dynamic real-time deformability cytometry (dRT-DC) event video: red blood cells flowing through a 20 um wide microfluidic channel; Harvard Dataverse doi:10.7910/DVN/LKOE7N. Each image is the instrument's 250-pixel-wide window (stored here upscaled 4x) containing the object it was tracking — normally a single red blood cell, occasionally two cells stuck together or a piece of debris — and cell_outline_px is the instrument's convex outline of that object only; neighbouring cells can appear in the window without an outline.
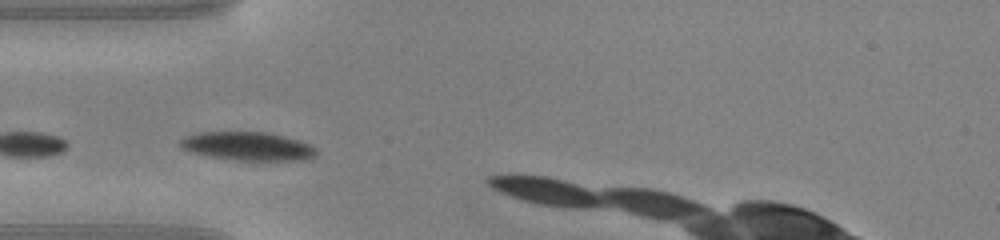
{"species": "common noctule bat (a hibernating species)", "species_latin": "Nyctalus noctula", "temperature_condition": "warm", "stored_images_in_passage": 4, "camera_frame_rate_fps": 3000, "um_per_image_px": 0.085, "animal": {"sex": "male", "body_mass_g": 20.0, "forearm_length_mm": 53.3}, "frame": {"image": 1, "passage_image": 2, "time_ms": 0.333, "image_size_px": [1000, 240], "cell_outline_px": [[316, 156], [304, 160], [236, 160], [208, 156], [192, 152], [180, 148], [180, 140], [184, 136], [200, 132], [264, 132], [296, 140], [308, 144], [316, 148]], "centroid_in_image_um": [21.01, 12.43], "position_along_channel_um": 64.0, "area_um2": 22.37}}